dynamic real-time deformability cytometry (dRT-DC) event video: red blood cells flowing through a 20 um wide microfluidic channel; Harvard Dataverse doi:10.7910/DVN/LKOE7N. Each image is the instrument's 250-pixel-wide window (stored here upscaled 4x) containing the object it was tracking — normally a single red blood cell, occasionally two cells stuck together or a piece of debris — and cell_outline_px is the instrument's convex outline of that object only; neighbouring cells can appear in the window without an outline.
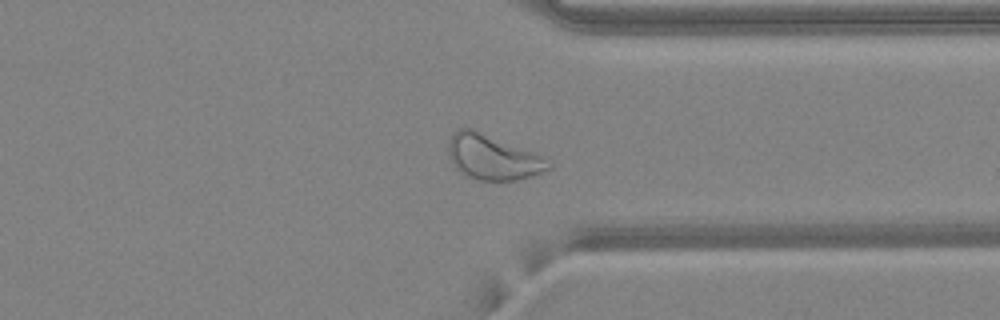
{"species": "common noctule bat (a hibernating species)", "species_latin": "Nyctalus noctula", "temperature_condition": "warm", "stored_images_in_passage": 41, "camera_frame_rate_fps": 3000, "um_per_image_px": 0.085, "animal": {"sex": "female", "body_mass_g": 24.6, "forearm_length_mm": 56.2}, "frame": {"image": 1, "passage_image": 30, "time_ms": 9.667, "image_size_px": [1000, 320], "cell_outline_px": [[552, 168], [532, 176], [516, 180], [480, 180], [464, 176], [452, 164], [448, 156], [448, 140], [456, 128], [472, 128], [532, 152], [540, 156], [552, 164]], "centroid_in_image_um": [41.81, 13.37], "position_along_channel_um": 369.6, "area_um2": 26.18}, "authors_computed_cell_mechanics": {"area_um2": 26.5302, "velocity_mm_per_s": 4.1676, "shape_relaxation_time_tau1_ms": null, "shape_relaxation_time_tau2_ms": 3.1115, "deformation_change_tau1": null, "deformation_change_tau2": 0.0894}}